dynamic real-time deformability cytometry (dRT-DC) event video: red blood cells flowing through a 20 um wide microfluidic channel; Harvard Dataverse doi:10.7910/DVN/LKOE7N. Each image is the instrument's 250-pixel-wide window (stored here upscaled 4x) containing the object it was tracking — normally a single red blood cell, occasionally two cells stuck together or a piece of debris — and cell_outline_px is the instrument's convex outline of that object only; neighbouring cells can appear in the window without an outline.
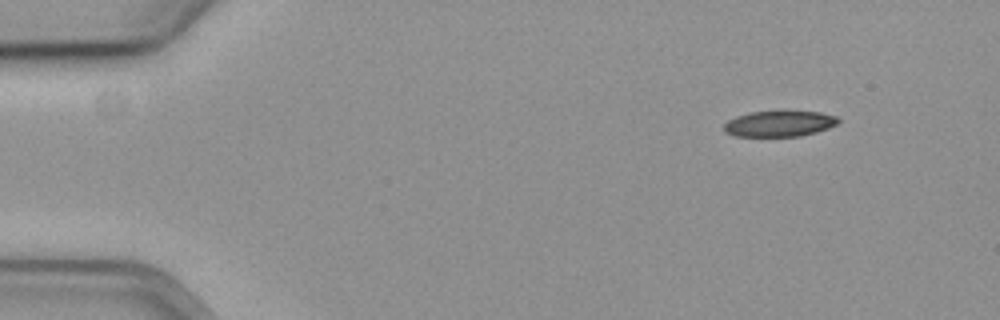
{"species": "common noctule bat (a hibernating species)", "species_latin": "Nyctalus noctula", "temperature_condition": "cold", "stored_images_in_passage": 54, "segment_of_instrument_passage": [1, 2], "camera_frame_rate_fps": 3000, "um_per_image_px": 0.085, "animal": {"sex": "female", "body_mass_g": 19.3, "forearm_length_mm": 54.1}, "frame": {"image": 1, "passage_image": 1, "time_ms": 0.0, "image_size_px": [1000, 320], "cell_outline_px": [[840, 120], [836, 124], [828, 128], [816, 132], [800, 136], [732, 136], [724, 132], [724, 124], [728, 120], [736, 116], [752, 112], [820, 112], [836, 116]], "centroid_in_image_um": [66.21, 10.53], "position_along_channel_um": 18.8, "area_um2": 16.99}}
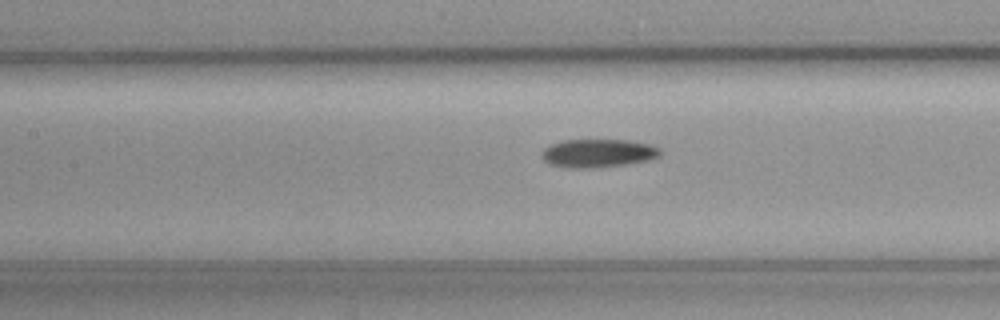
{"frame": {"image": 2, "passage_image": 21, "time_ms": 6.667, "image_size_px": [1000, 320], "cell_outline_px": [[660, 156], [648, 160], [624, 164], [596, 168], [568, 168], [548, 164], [544, 160], [544, 148], [552, 144], [564, 140], [628, 140], [648, 144], [656, 148], [660, 152]], "centroid_in_image_um": [50.81, 13.03], "position_along_channel_um": 156.6, "area_um2": 19.25}}
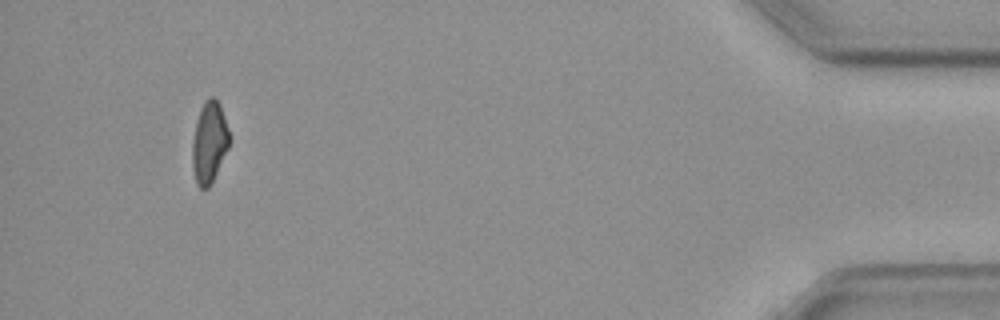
{"frame": {"image": 3, "passage_image": 49, "time_ms": 16.0, "image_size_px": [1000, 320], "cell_outline_px": [[232, 136], [228, 148], [208, 188], [200, 188], [196, 184], [192, 168], [192, 140], [196, 120], [200, 108], [204, 100], [208, 96], [216, 96], [220, 104]], "centroid_in_image_um": [17.79, 12.02], "position_along_channel_um": 417.4, "area_um2": 17.98}}